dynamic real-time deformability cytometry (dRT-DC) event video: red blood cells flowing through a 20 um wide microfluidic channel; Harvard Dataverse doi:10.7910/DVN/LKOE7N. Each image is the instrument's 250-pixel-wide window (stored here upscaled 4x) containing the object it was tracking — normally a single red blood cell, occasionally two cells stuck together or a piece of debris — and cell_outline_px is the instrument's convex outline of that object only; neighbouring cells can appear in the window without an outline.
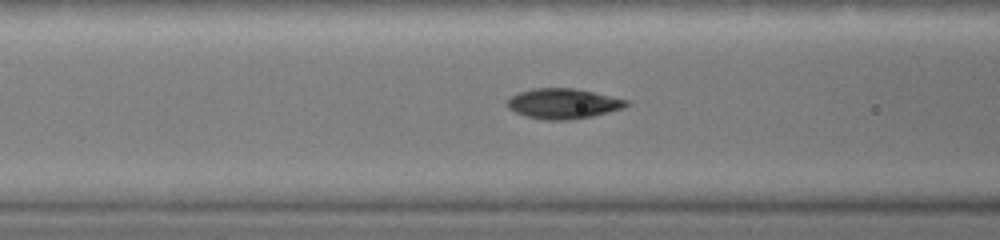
{"species": "common noctule bat (a hibernating species)", "species_latin": "Nyctalus noctula", "temperature_condition": "warm", "stored_images_in_passage": 16, "camera_frame_rate_fps": 3000, "um_per_image_px": 0.085, "animal": {"sex": "female", "body_mass_g": 19.0, "forearm_length_mm": 51.5}, "frame": {"image": 1, "passage_image": 4, "time_ms": 1.0, "image_size_px": [1000, 240], "cell_outline_px": [[628, 104], [624, 108], [592, 116], [568, 120], [544, 120], [528, 116], [516, 112], [508, 108], [508, 100], [512, 96], [520, 92], [536, 88], [572, 88], [592, 92], [628, 100]], "centroid_in_image_um": [47.88, 8.81], "position_along_channel_um": 118.7, "area_um2": 20.58}}
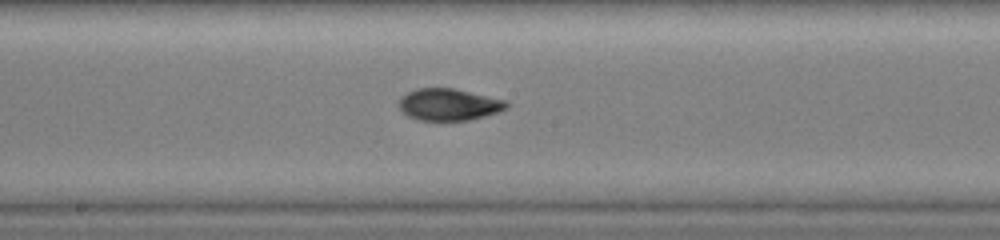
{"frame": {"image": 2, "passage_image": 10, "time_ms": 2.667, "image_size_px": [1000, 240], "cell_outline_px": [[508, 108], [484, 116], [468, 120], [420, 120], [408, 116], [396, 104], [400, 96], [416, 88], [452, 88], [504, 100], [508, 104]], "centroid_in_image_um": [38.08, 8.88], "position_along_channel_um": 210.1, "area_um2": 19.77}}
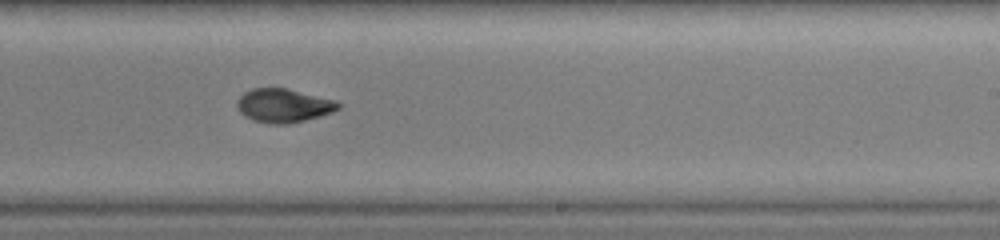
{"frame": {"image": 3, "passage_image": 14, "time_ms": 3.667, "image_size_px": [1000, 240], "cell_outline_px": [[340, 108], [332, 112], [320, 116], [304, 120], [284, 124], [276, 124], [256, 120], [244, 116], [240, 112], [236, 104], [236, 100], [244, 92], [252, 88], [284, 88], [336, 100], [340, 104]], "centroid_in_image_um": [24.09, 8.96], "position_along_channel_um": 264.9, "area_um2": 19.59}}